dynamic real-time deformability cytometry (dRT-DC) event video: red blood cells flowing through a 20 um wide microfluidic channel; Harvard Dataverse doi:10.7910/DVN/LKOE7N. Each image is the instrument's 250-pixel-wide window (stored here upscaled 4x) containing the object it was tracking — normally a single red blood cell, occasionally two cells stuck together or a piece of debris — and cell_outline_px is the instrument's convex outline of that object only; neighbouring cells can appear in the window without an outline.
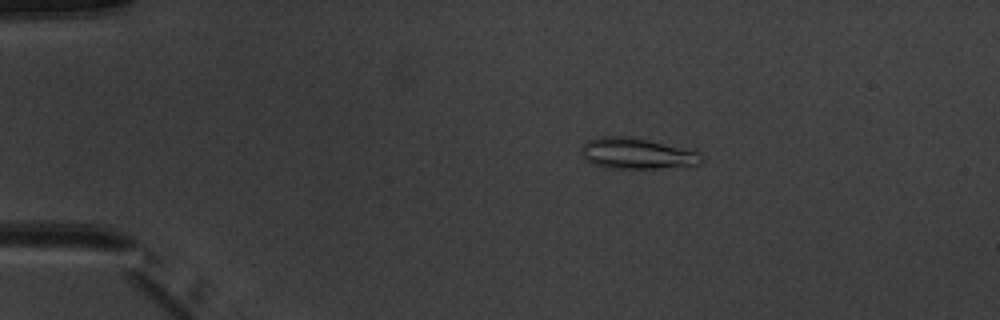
{"species": "common noctule bat (a hibernating species)", "species_latin": "Nyctalus noctula", "temperature_condition": "warm", "stored_images_in_passage": 4, "camera_frame_rate_fps": 3000, "um_per_image_px": 0.085, "animal": {"sex": "male", "body_mass_g": 20.1, "forearm_length_mm": 53.5}, "frame": {"image": 1, "passage_image": 3, "time_ms": 2.333, "image_size_px": [1000, 320], "cell_outline_px": [[704, 160], [700, 164], [660, 168], [608, 168], [592, 164], [584, 160], [580, 148], [588, 140], [600, 136], [632, 136], [696, 148]], "centroid_in_image_um": [54.2, 13.02], "position_along_channel_um": 30.8, "area_um2": 22.48}}